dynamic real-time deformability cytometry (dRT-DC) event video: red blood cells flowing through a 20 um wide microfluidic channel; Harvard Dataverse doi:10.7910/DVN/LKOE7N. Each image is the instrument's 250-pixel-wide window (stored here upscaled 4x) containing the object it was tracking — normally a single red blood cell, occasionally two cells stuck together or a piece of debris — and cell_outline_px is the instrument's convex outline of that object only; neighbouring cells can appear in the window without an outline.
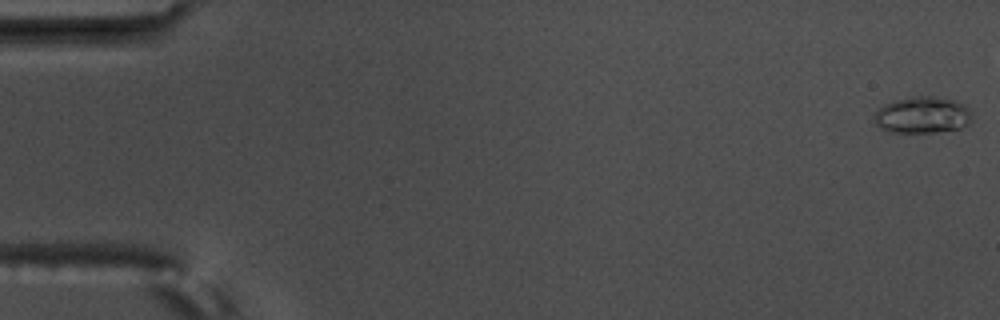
{"species": "common noctule bat (a hibernating species)", "species_latin": "Nyctalus noctula", "temperature_condition": "warm", "stored_images_in_passage": 6, "camera_frame_rate_fps": 3000, "um_per_image_px": 0.085, "animal": {"sex": "male", "body_mass_g": 17.5, "forearm_length_mm": 52.3}, "frame": {"image": 1, "passage_image": 1, "time_ms": 0.0, "image_size_px": [1000, 320], "cell_outline_px": [[972, 120], [968, 124], [960, 128], [936, 132], [892, 132], [880, 128], [876, 124], [872, 116], [884, 104], [896, 100], [912, 96], [932, 96], [956, 100], [964, 104], [972, 112]], "centroid_in_image_um": [78.43, 9.77], "position_along_channel_um": 6.6, "area_um2": 20.98}}
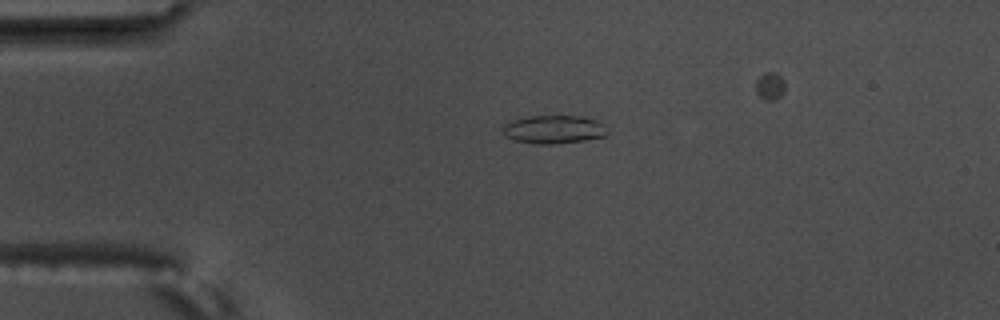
{"frame": {"image": 2, "passage_image": 4, "time_ms": 1.0, "image_size_px": [1000, 320], "cell_outline_px": [[608, 132], [604, 136], [584, 140], [552, 144], [536, 144], [512, 140], [504, 136], [504, 124], [512, 120], [528, 116], [584, 116], [596, 120], [604, 124]], "centroid_in_image_um": [47.06, 11.0], "position_along_channel_um": 37.9, "area_um2": 17.28}}